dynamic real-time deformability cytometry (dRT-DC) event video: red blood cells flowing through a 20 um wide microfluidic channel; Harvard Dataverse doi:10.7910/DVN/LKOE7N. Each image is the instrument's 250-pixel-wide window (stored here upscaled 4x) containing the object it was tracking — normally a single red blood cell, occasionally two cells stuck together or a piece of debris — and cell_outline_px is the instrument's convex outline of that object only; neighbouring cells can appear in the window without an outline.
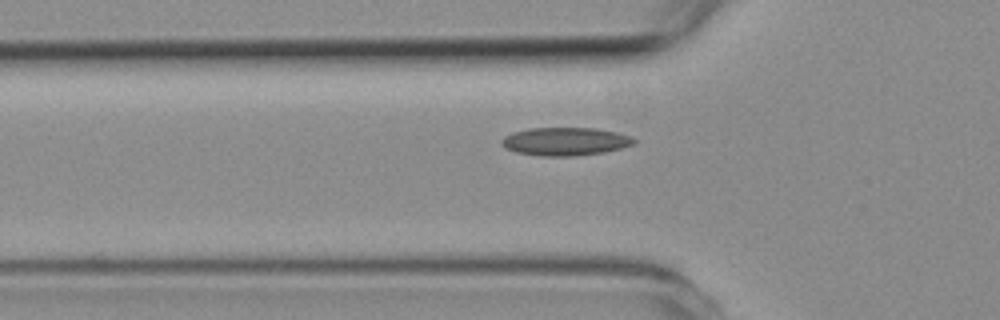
{"species": "common noctule bat (a hibernating species)", "species_latin": "Nyctalus noctula", "temperature_condition": "room temperature", "stored_images_in_passage": 7, "camera_frame_rate_fps": 3000, "um_per_image_px": 0.085, "animal": {"sex": "female", "body_mass_g": 19.3, "forearm_length_mm": 54.1}, "frame": {"image": 1, "passage_image": 6, "time_ms": 6.667, "image_size_px": [1000, 320], "cell_outline_px": [[636, 140], [632, 144], [620, 148], [604, 152], [576, 156], [540, 156], [516, 152], [500, 144], [500, 140], [504, 136], [512, 132], [528, 128], [596, 128], [616, 132], [632, 136]], "centroid_in_image_um": [48.02, 12.02], "position_along_channel_um": 77.8, "area_um2": 21.73}}
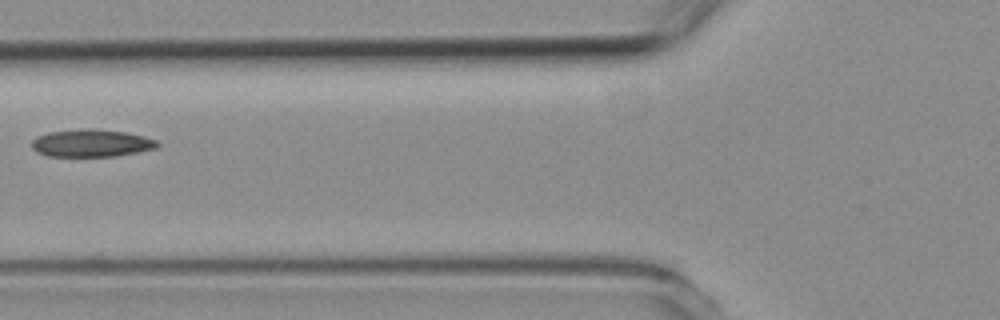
{"frame": {"image": 2, "passage_image": 7, "time_ms": 7.667, "image_size_px": [1000, 320], "cell_outline_px": [[160, 144], [156, 148], [116, 156], [48, 156], [36, 152], [32, 148], [32, 140], [36, 136], [48, 132], [80, 128], [96, 128], [128, 132], [144, 136], [156, 140]], "centroid_in_image_um": [7.75, 12.15], "position_along_channel_um": 118.0, "area_um2": 20.4}}